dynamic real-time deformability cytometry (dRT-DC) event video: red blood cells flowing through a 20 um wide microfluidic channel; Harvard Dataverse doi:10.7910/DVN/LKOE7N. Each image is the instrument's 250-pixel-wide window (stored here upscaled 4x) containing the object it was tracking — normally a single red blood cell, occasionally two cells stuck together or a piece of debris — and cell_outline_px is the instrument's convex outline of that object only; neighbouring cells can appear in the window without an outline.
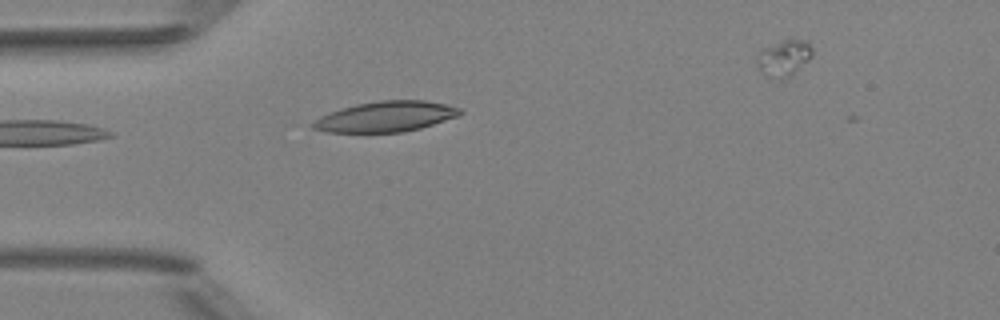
{"species": "Egyptian fruit bat (a non-hibernating species)", "species_latin": "Rousettus aegyptiacus", "temperature_condition": "room temperature", "stored_images_in_passage": 6, "camera_frame_rate_fps": 3000, "um_per_image_px": 0.085, "animal": {"sex": "female"}, "frame": {"image": 1, "passage_image": 5, "time_ms": 4.333, "image_size_px": [1000, 320], "cell_outline_px": [[464, 112], [456, 116], [420, 128], [404, 132], [328, 132], [312, 128], [312, 120], [320, 116], [356, 104], [380, 100], [424, 100], [464, 108]], "centroid_in_image_um": [32.8, 9.91], "position_along_channel_um": 52.2, "area_um2": 25.89}}